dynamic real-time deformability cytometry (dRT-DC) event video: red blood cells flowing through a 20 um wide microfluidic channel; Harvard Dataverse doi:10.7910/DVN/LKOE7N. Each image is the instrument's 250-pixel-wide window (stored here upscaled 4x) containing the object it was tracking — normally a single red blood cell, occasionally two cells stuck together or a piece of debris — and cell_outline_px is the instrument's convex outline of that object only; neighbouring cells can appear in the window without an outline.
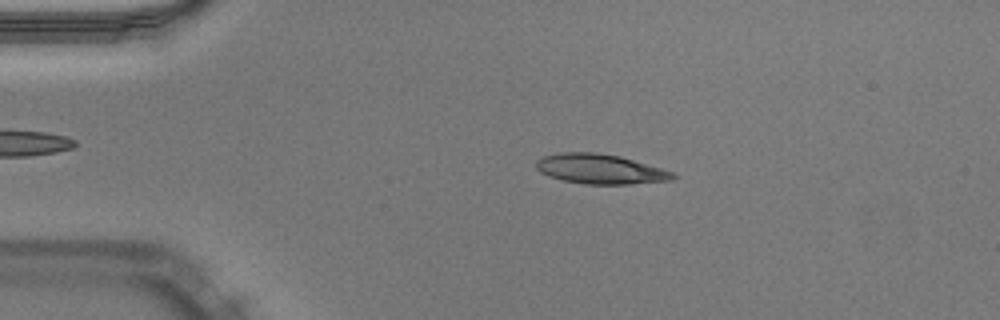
{"species": "Egyptian fruit bat (a non-hibernating species)", "species_latin": "Rousettus aegyptiacus", "temperature_condition": "warm", "stored_images_in_passage": 50, "camera_frame_rate_fps": 3000, "um_per_image_px": 0.085, "animal": {"sex": "male"}, "frame": {"image": 1, "passage_image": 10, "time_ms": 3.0, "image_size_px": [1000, 320], "cell_outline_px": [[676, 176], [672, 180], [628, 184], [584, 184], [564, 180], [548, 176], [540, 172], [536, 168], [536, 160], [544, 156], [560, 152], [596, 152], [620, 156], [660, 168], [672, 172]], "centroid_in_image_um": [50.98, 14.36], "position_along_channel_um": 34.0, "area_um2": 23.58}}
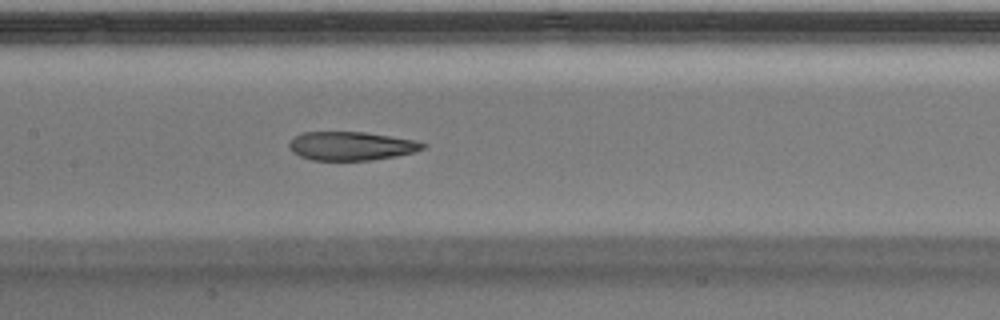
{"frame": {"image": 2, "passage_image": 24, "time_ms": 7.667, "image_size_px": [1000, 320], "cell_outline_px": [[428, 144], [424, 148], [416, 152], [396, 156], [372, 160], [312, 160], [300, 156], [292, 152], [288, 144], [296, 136], [304, 132], [364, 132], [416, 140]], "centroid_in_image_um": [29.89, 12.41], "position_along_channel_um": 177.5, "area_um2": 22.31}}
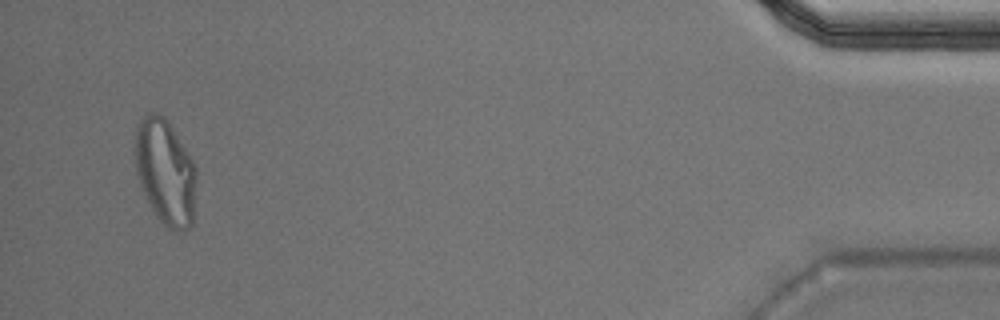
{"frame": {"image": 3, "passage_image": 48, "time_ms": 15.667, "image_size_px": [1000, 320], "cell_outline_px": [[196, 180], [192, 224], [188, 228], [176, 232], [168, 228], [156, 216], [140, 184], [136, 172], [132, 152], [132, 148], [136, 128], [140, 120], [148, 112], [156, 112], [164, 116], [168, 120], [192, 160], [196, 168]], "centroid_in_image_um": [14.01, 14.57], "position_along_channel_um": 421.2, "area_um2": 38.03}, "authors_computed_cell_mechanics": {"area_um2": 23.4379, "velocity_mm_per_s": 3.993, "shape_relaxation_time_tau1_ms": null, "shape_relaxation_time_tau2_ms": 2.1078, "deformation_change_tau1": null, "deformation_change_tau2": 0.0902}}